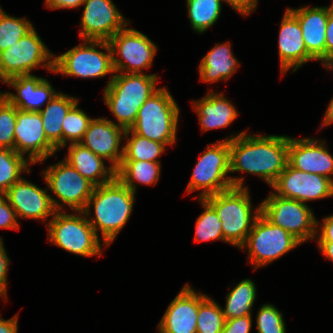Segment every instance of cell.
Listing matches in <instances>:
<instances>
[{
    "instance_id": "1",
    "label": "cell",
    "mask_w": 333,
    "mask_h": 333,
    "mask_svg": "<svg viewBox=\"0 0 333 333\" xmlns=\"http://www.w3.org/2000/svg\"><path fill=\"white\" fill-rule=\"evenodd\" d=\"M227 140L230 172L256 174L272 186L288 164L289 136L247 135L243 131Z\"/></svg>"
},
{
    "instance_id": "2",
    "label": "cell",
    "mask_w": 333,
    "mask_h": 333,
    "mask_svg": "<svg viewBox=\"0 0 333 333\" xmlns=\"http://www.w3.org/2000/svg\"><path fill=\"white\" fill-rule=\"evenodd\" d=\"M134 197L135 193L117 178L110 183L94 187L83 213L96 235L98 236V230L101 232L105 248L112 243L128 221L134 206ZM90 207L94 209V219H88Z\"/></svg>"
},
{
    "instance_id": "3",
    "label": "cell",
    "mask_w": 333,
    "mask_h": 333,
    "mask_svg": "<svg viewBox=\"0 0 333 333\" xmlns=\"http://www.w3.org/2000/svg\"><path fill=\"white\" fill-rule=\"evenodd\" d=\"M116 73V74H115ZM156 74L114 72L104 90V101L125 130L130 129L140 107L155 93Z\"/></svg>"
},
{
    "instance_id": "4",
    "label": "cell",
    "mask_w": 333,
    "mask_h": 333,
    "mask_svg": "<svg viewBox=\"0 0 333 333\" xmlns=\"http://www.w3.org/2000/svg\"><path fill=\"white\" fill-rule=\"evenodd\" d=\"M204 199L215 209L225 241L242 248L260 214V206L252 214L248 188L232 187Z\"/></svg>"
},
{
    "instance_id": "5",
    "label": "cell",
    "mask_w": 333,
    "mask_h": 333,
    "mask_svg": "<svg viewBox=\"0 0 333 333\" xmlns=\"http://www.w3.org/2000/svg\"><path fill=\"white\" fill-rule=\"evenodd\" d=\"M179 107L166 87L159 88L140 107L130 128L135 134L165 146L176 142Z\"/></svg>"
},
{
    "instance_id": "6",
    "label": "cell",
    "mask_w": 333,
    "mask_h": 333,
    "mask_svg": "<svg viewBox=\"0 0 333 333\" xmlns=\"http://www.w3.org/2000/svg\"><path fill=\"white\" fill-rule=\"evenodd\" d=\"M196 163L187 186L188 194L202 189L199 199L228 190L232 187L243 186L244 178L229 177L230 147L227 139L206 147Z\"/></svg>"
},
{
    "instance_id": "7",
    "label": "cell",
    "mask_w": 333,
    "mask_h": 333,
    "mask_svg": "<svg viewBox=\"0 0 333 333\" xmlns=\"http://www.w3.org/2000/svg\"><path fill=\"white\" fill-rule=\"evenodd\" d=\"M83 211L77 214H63L56 211L48 222V238L52 244L62 249L81 256L102 255V246L95 230L87 220L83 218Z\"/></svg>"
},
{
    "instance_id": "8",
    "label": "cell",
    "mask_w": 333,
    "mask_h": 333,
    "mask_svg": "<svg viewBox=\"0 0 333 333\" xmlns=\"http://www.w3.org/2000/svg\"><path fill=\"white\" fill-rule=\"evenodd\" d=\"M78 46L54 57L53 72L80 78H98L113 73L112 51L108 41L84 40ZM101 48L107 53L97 50Z\"/></svg>"
},
{
    "instance_id": "9",
    "label": "cell",
    "mask_w": 333,
    "mask_h": 333,
    "mask_svg": "<svg viewBox=\"0 0 333 333\" xmlns=\"http://www.w3.org/2000/svg\"><path fill=\"white\" fill-rule=\"evenodd\" d=\"M260 213L270 223L283 228L301 243L318 235L319 222L311 209L298 200L283 198L271 192L268 198L261 202Z\"/></svg>"
},
{
    "instance_id": "10",
    "label": "cell",
    "mask_w": 333,
    "mask_h": 333,
    "mask_svg": "<svg viewBox=\"0 0 333 333\" xmlns=\"http://www.w3.org/2000/svg\"><path fill=\"white\" fill-rule=\"evenodd\" d=\"M52 54L33 27L17 43L0 52V81L29 75L34 68L41 66L53 72L55 55Z\"/></svg>"
},
{
    "instance_id": "11",
    "label": "cell",
    "mask_w": 333,
    "mask_h": 333,
    "mask_svg": "<svg viewBox=\"0 0 333 333\" xmlns=\"http://www.w3.org/2000/svg\"><path fill=\"white\" fill-rule=\"evenodd\" d=\"M302 244L283 228L270 223L261 213L241 249L248 248V262L254 269L265 266Z\"/></svg>"
},
{
    "instance_id": "12",
    "label": "cell",
    "mask_w": 333,
    "mask_h": 333,
    "mask_svg": "<svg viewBox=\"0 0 333 333\" xmlns=\"http://www.w3.org/2000/svg\"><path fill=\"white\" fill-rule=\"evenodd\" d=\"M108 42L112 51L114 72L142 74V69L151 67L157 46L140 31L125 26Z\"/></svg>"
},
{
    "instance_id": "13",
    "label": "cell",
    "mask_w": 333,
    "mask_h": 333,
    "mask_svg": "<svg viewBox=\"0 0 333 333\" xmlns=\"http://www.w3.org/2000/svg\"><path fill=\"white\" fill-rule=\"evenodd\" d=\"M49 190L59 201L73 209L83 211L92 195L94 185L83 177L73 166L63 161L43 171Z\"/></svg>"
},
{
    "instance_id": "14",
    "label": "cell",
    "mask_w": 333,
    "mask_h": 333,
    "mask_svg": "<svg viewBox=\"0 0 333 333\" xmlns=\"http://www.w3.org/2000/svg\"><path fill=\"white\" fill-rule=\"evenodd\" d=\"M275 194L302 203L333 196V180L293 168L289 163L271 186Z\"/></svg>"
},
{
    "instance_id": "15",
    "label": "cell",
    "mask_w": 333,
    "mask_h": 333,
    "mask_svg": "<svg viewBox=\"0 0 333 333\" xmlns=\"http://www.w3.org/2000/svg\"><path fill=\"white\" fill-rule=\"evenodd\" d=\"M14 150L24 156L28 153L31 165L44 162L57 151L45 135L39 112L17 109Z\"/></svg>"
},
{
    "instance_id": "16",
    "label": "cell",
    "mask_w": 333,
    "mask_h": 333,
    "mask_svg": "<svg viewBox=\"0 0 333 333\" xmlns=\"http://www.w3.org/2000/svg\"><path fill=\"white\" fill-rule=\"evenodd\" d=\"M47 191L21 178L4 195L15 210L17 218L45 220L56 211H64L58 200L53 199Z\"/></svg>"
},
{
    "instance_id": "17",
    "label": "cell",
    "mask_w": 333,
    "mask_h": 333,
    "mask_svg": "<svg viewBox=\"0 0 333 333\" xmlns=\"http://www.w3.org/2000/svg\"><path fill=\"white\" fill-rule=\"evenodd\" d=\"M80 37L84 40L109 41L129 23L112 0H85Z\"/></svg>"
},
{
    "instance_id": "18",
    "label": "cell",
    "mask_w": 333,
    "mask_h": 333,
    "mask_svg": "<svg viewBox=\"0 0 333 333\" xmlns=\"http://www.w3.org/2000/svg\"><path fill=\"white\" fill-rule=\"evenodd\" d=\"M207 297L185 284L162 317L159 333H196L199 305Z\"/></svg>"
},
{
    "instance_id": "19",
    "label": "cell",
    "mask_w": 333,
    "mask_h": 333,
    "mask_svg": "<svg viewBox=\"0 0 333 333\" xmlns=\"http://www.w3.org/2000/svg\"><path fill=\"white\" fill-rule=\"evenodd\" d=\"M125 131L113 120L104 117L92 119L80 144L90 149L97 156L109 160L111 166L117 169L123 158V147L120 150L119 146Z\"/></svg>"
},
{
    "instance_id": "20",
    "label": "cell",
    "mask_w": 333,
    "mask_h": 333,
    "mask_svg": "<svg viewBox=\"0 0 333 333\" xmlns=\"http://www.w3.org/2000/svg\"><path fill=\"white\" fill-rule=\"evenodd\" d=\"M288 163L298 170L331 178L333 174V156L324 142L311 138L288 141Z\"/></svg>"
},
{
    "instance_id": "21",
    "label": "cell",
    "mask_w": 333,
    "mask_h": 333,
    "mask_svg": "<svg viewBox=\"0 0 333 333\" xmlns=\"http://www.w3.org/2000/svg\"><path fill=\"white\" fill-rule=\"evenodd\" d=\"M278 49L283 74L290 68H294L293 73L306 62L316 60L307 51L298 19L288 9L280 24Z\"/></svg>"
},
{
    "instance_id": "22",
    "label": "cell",
    "mask_w": 333,
    "mask_h": 333,
    "mask_svg": "<svg viewBox=\"0 0 333 333\" xmlns=\"http://www.w3.org/2000/svg\"><path fill=\"white\" fill-rule=\"evenodd\" d=\"M13 86L17 94L4 92L5 98L17 109L40 112L41 106L47 105L58 93L46 78L36 77L32 74L18 75L8 78L5 82Z\"/></svg>"
},
{
    "instance_id": "23",
    "label": "cell",
    "mask_w": 333,
    "mask_h": 333,
    "mask_svg": "<svg viewBox=\"0 0 333 333\" xmlns=\"http://www.w3.org/2000/svg\"><path fill=\"white\" fill-rule=\"evenodd\" d=\"M297 19L302 29V38L307 51L318 61L325 59L326 28L333 3L328 7L287 8Z\"/></svg>"
},
{
    "instance_id": "24",
    "label": "cell",
    "mask_w": 333,
    "mask_h": 333,
    "mask_svg": "<svg viewBox=\"0 0 333 333\" xmlns=\"http://www.w3.org/2000/svg\"><path fill=\"white\" fill-rule=\"evenodd\" d=\"M68 147V155L64 160L94 186L110 183L116 178V169L112 166L107 168L104 159L90 149L80 143H71Z\"/></svg>"
},
{
    "instance_id": "25",
    "label": "cell",
    "mask_w": 333,
    "mask_h": 333,
    "mask_svg": "<svg viewBox=\"0 0 333 333\" xmlns=\"http://www.w3.org/2000/svg\"><path fill=\"white\" fill-rule=\"evenodd\" d=\"M194 111L198 113L202 131L225 128L234 121L238 112L223 93L208 91L200 100L193 101Z\"/></svg>"
},
{
    "instance_id": "26",
    "label": "cell",
    "mask_w": 333,
    "mask_h": 333,
    "mask_svg": "<svg viewBox=\"0 0 333 333\" xmlns=\"http://www.w3.org/2000/svg\"><path fill=\"white\" fill-rule=\"evenodd\" d=\"M239 67L230 43L217 44L201 60L200 80L211 83L229 79Z\"/></svg>"
},
{
    "instance_id": "27",
    "label": "cell",
    "mask_w": 333,
    "mask_h": 333,
    "mask_svg": "<svg viewBox=\"0 0 333 333\" xmlns=\"http://www.w3.org/2000/svg\"><path fill=\"white\" fill-rule=\"evenodd\" d=\"M78 102L72 96L58 92L53 99L39 112L47 139L62 149V123L68 111Z\"/></svg>"
},
{
    "instance_id": "28",
    "label": "cell",
    "mask_w": 333,
    "mask_h": 333,
    "mask_svg": "<svg viewBox=\"0 0 333 333\" xmlns=\"http://www.w3.org/2000/svg\"><path fill=\"white\" fill-rule=\"evenodd\" d=\"M160 162L122 160L116 169V178L136 193L135 181L155 185L160 177Z\"/></svg>"
},
{
    "instance_id": "29",
    "label": "cell",
    "mask_w": 333,
    "mask_h": 333,
    "mask_svg": "<svg viewBox=\"0 0 333 333\" xmlns=\"http://www.w3.org/2000/svg\"><path fill=\"white\" fill-rule=\"evenodd\" d=\"M255 284L250 279L240 281L226 297L225 308L222 309L225 319H234L251 314L256 299Z\"/></svg>"
},
{
    "instance_id": "30",
    "label": "cell",
    "mask_w": 333,
    "mask_h": 333,
    "mask_svg": "<svg viewBox=\"0 0 333 333\" xmlns=\"http://www.w3.org/2000/svg\"><path fill=\"white\" fill-rule=\"evenodd\" d=\"M129 134H132V137L129 138ZM123 138H126L127 141L123 146L122 160L160 162L157 158L166 148L163 143L135 134L131 129L125 131Z\"/></svg>"
},
{
    "instance_id": "31",
    "label": "cell",
    "mask_w": 333,
    "mask_h": 333,
    "mask_svg": "<svg viewBox=\"0 0 333 333\" xmlns=\"http://www.w3.org/2000/svg\"><path fill=\"white\" fill-rule=\"evenodd\" d=\"M24 157L15 150L0 148V194L4 195L19 181L22 172L30 173L28 166L31 162Z\"/></svg>"
},
{
    "instance_id": "32",
    "label": "cell",
    "mask_w": 333,
    "mask_h": 333,
    "mask_svg": "<svg viewBox=\"0 0 333 333\" xmlns=\"http://www.w3.org/2000/svg\"><path fill=\"white\" fill-rule=\"evenodd\" d=\"M223 0H187L190 24L198 33H203L215 22L221 13Z\"/></svg>"
},
{
    "instance_id": "33",
    "label": "cell",
    "mask_w": 333,
    "mask_h": 333,
    "mask_svg": "<svg viewBox=\"0 0 333 333\" xmlns=\"http://www.w3.org/2000/svg\"><path fill=\"white\" fill-rule=\"evenodd\" d=\"M199 200L204 208V212L196 221L195 242L211 240L226 242L222 233L221 221L215 209L205 199Z\"/></svg>"
},
{
    "instance_id": "34",
    "label": "cell",
    "mask_w": 333,
    "mask_h": 333,
    "mask_svg": "<svg viewBox=\"0 0 333 333\" xmlns=\"http://www.w3.org/2000/svg\"><path fill=\"white\" fill-rule=\"evenodd\" d=\"M225 321L222 307L207 297L199 305L196 333H221Z\"/></svg>"
},
{
    "instance_id": "35",
    "label": "cell",
    "mask_w": 333,
    "mask_h": 333,
    "mask_svg": "<svg viewBox=\"0 0 333 333\" xmlns=\"http://www.w3.org/2000/svg\"><path fill=\"white\" fill-rule=\"evenodd\" d=\"M33 28L26 18H15L0 7V52L9 48Z\"/></svg>"
},
{
    "instance_id": "36",
    "label": "cell",
    "mask_w": 333,
    "mask_h": 333,
    "mask_svg": "<svg viewBox=\"0 0 333 333\" xmlns=\"http://www.w3.org/2000/svg\"><path fill=\"white\" fill-rule=\"evenodd\" d=\"M78 102L68 111L62 123V148L67 144L80 143L92 118L77 107Z\"/></svg>"
},
{
    "instance_id": "37",
    "label": "cell",
    "mask_w": 333,
    "mask_h": 333,
    "mask_svg": "<svg viewBox=\"0 0 333 333\" xmlns=\"http://www.w3.org/2000/svg\"><path fill=\"white\" fill-rule=\"evenodd\" d=\"M17 108L6 98L0 103V148L14 150Z\"/></svg>"
},
{
    "instance_id": "38",
    "label": "cell",
    "mask_w": 333,
    "mask_h": 333,
    "mask_svg": "<svg viewBox=\"0 0 333 333\" xmlns=\"http://www.w3.org/2000/svg\"><path fill=\"white\" fill-rule=\"evenodd\" d=\"M256 324L258 333H286L282 313L271 304L259 308Z\"/></svg>"
},
{
    "instance_id": "39",
    "label": "cell",
    "mask_w": 333,
    "mask_h": 333,
    "mask_svg": "<svg viewBox=\"0 0 333 333\" xmlns=\"http://www.w3.org/2000/svg\"><path fill=\"white\" fill-rule=\"evenodd\" d=\"M15 210L9 204L5 195L0 194V228L19 229Z\"/></svg>"
},
{
    "instance_id": "40",
    "label": "cell",
    "mask_w": 333,
    "mask_h": 333,
    "mask_svg": "<svg viewBox=\"0 0 333 333\" xmlns=\"http://www.w3.org/2000/svg\"><path fill=\"white\" fill-rule=\"evenodd\" d=\"M252 315L227 319L221 333H250L252 328Z\"/></svg>"
},
{
    "instance_id": "41",
    "label": "cell",
    "mask_w": 333,
    "mask_h": 333,
    "mask_svg": "<svg viewBox=\"0 0 333 333\" xmlns=\"http://www.w3.org/2000/svg\"><path fill=\"white\" fill-rule=\"evenodd\" d=\"M4 243L0 238V295L7 299V271L9 266V257L6 254Z\"/></svg>"
},
{
    "instance_id": "42",
    "label": "cell",
    "mask_w": 333,
    "mask_h": 333,
    "mask_svg": "<svg viewBox=\"0 0 333 333\" xmlns=\"http://www.w3.org/2000/svg\"><path fill=\"white\" fill-rule=\"evenodd\" d=\"M242 15H249L256 8L258 0H223Z\"/></svg>"
},
{
    "instance_id": "43",
    "label": "cell",
    "mask_w": 333,
    "mask_h": 333,
    "mask_svg": "<svg viewBox=\"0 0 333 333\" xmlns=\"http://www.w3.org/2000/svg\"><path fill=\"white\" fill-rule=\"evenodd\" d=\"M321 225V233L317 242H333V215L325 217Z\"/></svg>"
},
{
    "instance_id": "44",
    "label": "cell",
    "mask_w": 333,
    "mask_h": 333,
    "mask_svg": "<svg viewBox=\"0 0 333 333\" xmlns=\"http://www.w3.org/2000/svg\"><path fill=\"white\" fill-rule=\"evenodd\" d=\"M85 0H45V5L50 9L76 8Z\"/></svg>"
},
{
    "instance_id": "45",
    "label": "cell",
    "mask_w": 333,
    "mask_h": 333,
    "mask_svg": "<svg viewBox=\"0 0 333 333\" xmlns=\"http://www.w3.org/2000/svg\"><path fill=\"white\" fill-rule=\"evenodd\" d=\"M325 58L333 53V9L329 13L326 28Z\"/></svg>"
},
{
    "instance_id": "46",
    "label": "cell",
    "mask_w": 333,
    "mask_h": 333,
    "mask_svg": "<svg viewBox=\"0 0 333 333\" xmlns=\"http://www.w3.org/2000/svg\"><path fill=\"white\" fill-rule=\"evenodd\" d=\"M17 331L18 314L8 320H4L0 317V333H17Z\"/></svg>"
},
{
    "instance_id": "47",
    "label": "cell",
    "mask_w": 333,
    "mask_h": 333,
    "mask_svg": "<svg viewBox=\"0 0 333 333\" xmlns=\"http://www.w3.org/2000/svg\"><path fill=\"white\" fill-rule=\"evenodd\" d=\"M319 250L329 260L333 261V242H318Z\"/></svg>"
},
{
    "instance_id": "48",
    "label": "cell",
    "mask_w": 333,
    "mask_h": 333,
    "mask_svg": "<svg viewBox=\"0 0 333 333\" xmlns=\"http://www.w3.org/2000/svg\"><path fill=\"white\" fill-rule=\"evenodd\" d=\"M324 119H323V123H322V127L330 125L331 123H333V98L330 101V104L328 105V108L324 114Z\"/></svg>"
},
{
    "instance_id": "49",
    "label": "cell",
    "mask_w": 333,
    "mask_h": 333,
    "mask_svg": "<svg viewBox=\"0 0 333 333\" xmlns=\"http://www.w3.org/2000/svg\"><path fill=\"white\" fill-rule=\"evenodd\" d=\"M322 62L326 69L333 70V53L328 55Z\"/></svg>"
},
{
    "instance_id": "50",
    "label": "cell",
    "mask_w": 333,
    "mask_h": 333,
    "mask_svg": "<svg viewBox=\"0 0 333 333\" xmlns=\"http://www.w3.org/2000/svg\"><path fill=\"white\" fill-rule=\"evenodd\" d=\"M5 98V93L1 92L0 93V103L4 100Z\"/></svg>"
}]
</instances>
